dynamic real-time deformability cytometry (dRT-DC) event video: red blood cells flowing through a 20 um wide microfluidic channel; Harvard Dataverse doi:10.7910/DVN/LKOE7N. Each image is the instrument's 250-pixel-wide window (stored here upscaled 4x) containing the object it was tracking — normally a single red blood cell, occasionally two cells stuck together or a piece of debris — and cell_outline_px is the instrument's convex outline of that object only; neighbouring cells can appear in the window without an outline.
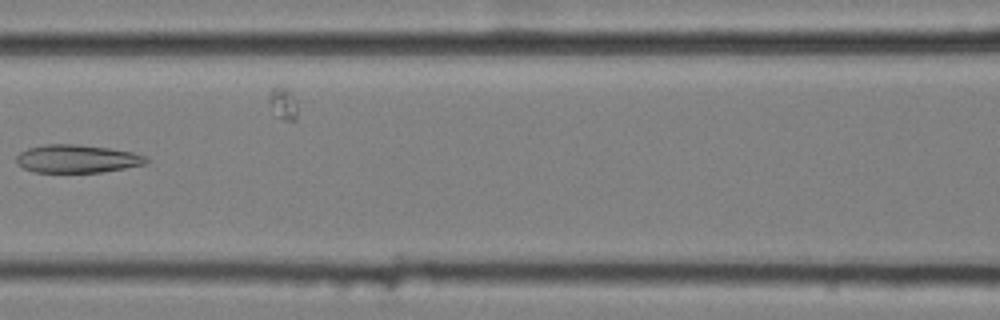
{"species": "common noctule bat (a hibernating species)", "species_latin": "Nyctalus noctula", "temperature_condition": "cold", "stored_images_in_passage": 9, "camera_frame_rate_fps": 3000, "um_per_image_px": 0.085, "animal": {"sex": "female", "body_mass_g": 25.1}, "frame": {"image": 1, "passage_image": 6, "time_ms": 1.667, "image_size_px": [1000, 320], "cell_outline_px": [[148, 164], [100, 172], [36, 172], [24, 168], [16, 160], [16, 156], [20, 152], [28, 148], [44, 144], [76, 144], [108, 148], [132, 152], [148, 156]], "centroid_in_image_um": [6.58, 13.49], "position_along_channel_um": 160.0, "area_um2": 21.15}}
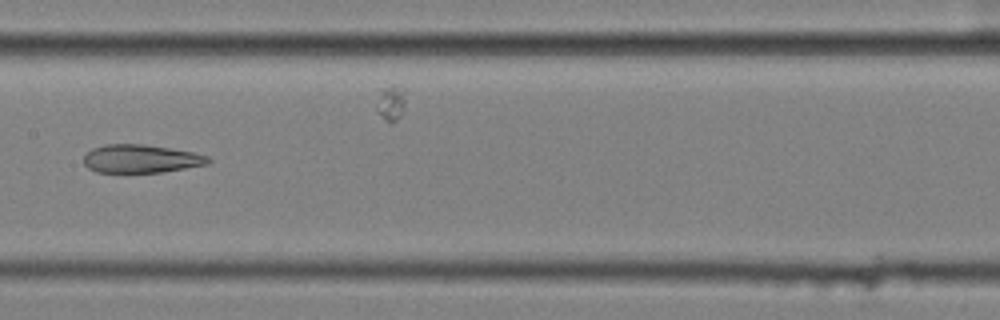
{"frame": {"image": 2, "passage_image": 7, "time_ms": 2.0, "image_size_px": [1000, 320], "cell_outline_px": [[212, 160], [208, 164], [160, 172], [96, 172], [88, 168], [84, 164], [84, 156], [92, 148], [104, 144], [144, 144], [192, 152], [208, 156]], "centroid_in_image_um": [11.96, 13.49], "position_along_channel_um": 195.4, "area_um2": 20.35}}
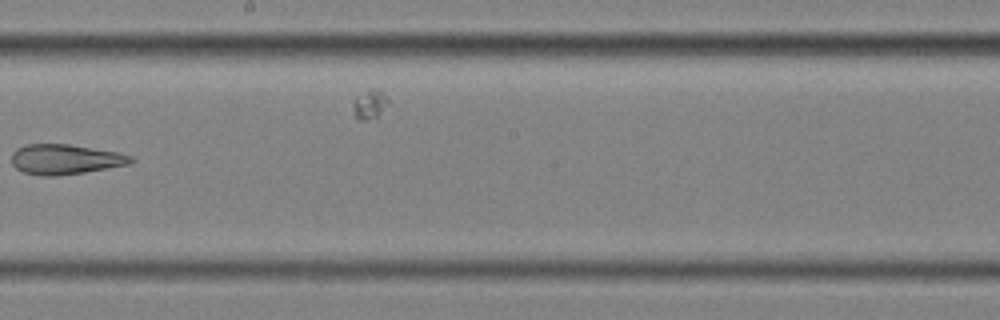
{"frame": {"image": 3, "passage_image": 8, "time_ms": 2.333, "image_size_px": [1000, 320], "cell_outline_px": [[136, 160], [128, 164], [84, 172], [56, 176], [40, 176], [24, 172], [16, 168], [12, 164], [12, 152], [16, 148], [28, 144], [68, 144], [116, 152], [132, 156]], "centroid_in_image_um": [5.51, 13.54], "position_along_channel_um": 242.7, "area_um2": 20.75}}